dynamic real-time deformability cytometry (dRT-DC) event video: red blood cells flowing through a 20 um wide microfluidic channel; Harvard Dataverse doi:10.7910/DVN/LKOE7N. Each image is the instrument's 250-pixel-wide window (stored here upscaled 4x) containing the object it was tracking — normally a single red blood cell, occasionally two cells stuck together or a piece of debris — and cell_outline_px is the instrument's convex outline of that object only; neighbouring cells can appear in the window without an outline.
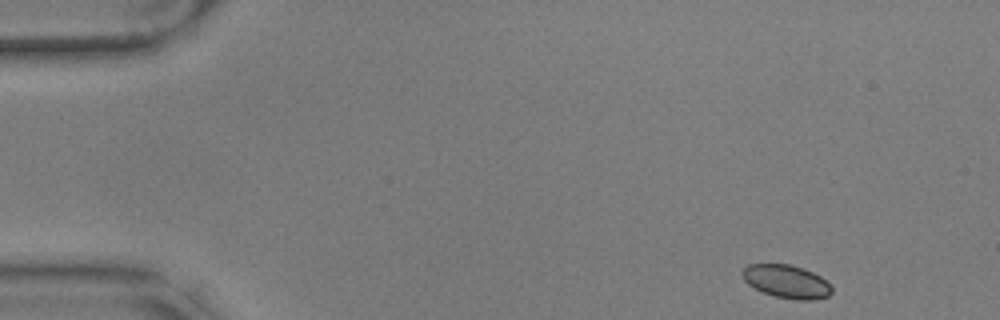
{"species": "common noctule bat (a hibernating species)", "species_latin": "Nyctalus noctula", "temperature_condition": "warm", "stored_images_in_passage": 53, "camera_frame_rate_fps": 3000, "um_per_image_px": 0.085, "animal": {"sex": "male", "body_mass_g": 17.9, "forearm_length_mm": 54.2}, "frame": {"image": 1, "passage_image": 1, "time_ms": 0.0, "image_size_px": [1000, 320], "cell_outline_px": [[832, 292], [828, 296], [816, 300], [796, 300], [776, 296], [764, 292], [748, 284], [744, 280], [740, 272], [748, 264], [788, 264], [804, 268], [820, 276], [832, 288]], "centroid_in_image_um": [66.85, 23.92], "position_along_channel_um": 18.2, "area_um2": 17.22}}
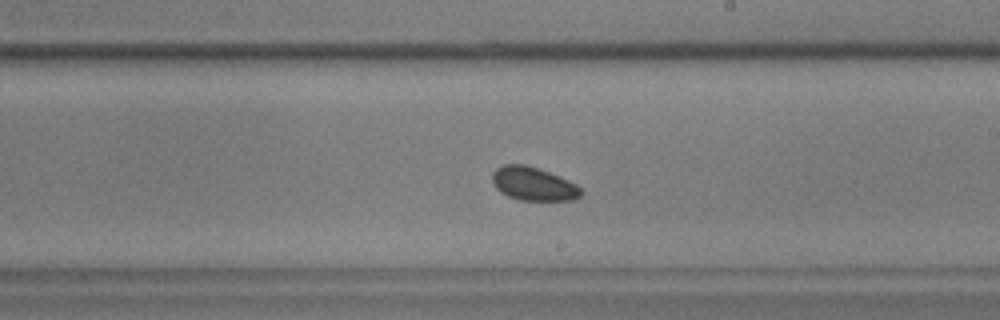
{"frame": {"image": 2, "passage_image": 29, "time_ms": 9.333, "image_size_px": [1000, 320], "cell_outline_px": [[584, 192], [580, 196], [572, 200], [520, 200], [508, 196], [500, 192], [496, 188], [492, 180], [492, 172], [496, 168], [504, 164], [524, 164], [560, 176], [576, 184]], "centroid_in_image_um": [45.32, 15.63], "position_along_channel_um": 243.7, "area_um2": 17.28}}
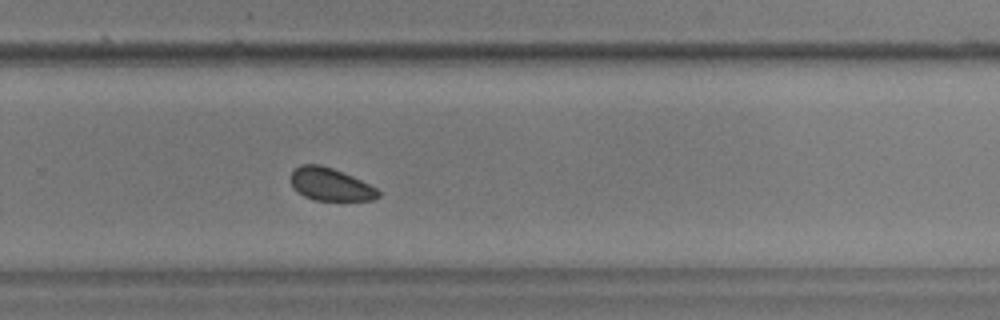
{"frame": {"image": 3, "passage_image": 34, "time_ms": 11.0, "image_size_px": [1000, 320], "cell_outline_px": [[380, 196], [372, 200], [316, 200], [304, 196], [296, 192], [292, 188], [288, 180], [288, 176], [300, 164], [320, 164], [332, 168], [352, 176], [376, 188], [380, 192]], "centroid_in_image_um": [28.01, 15.66], "position_along_channel_um": 301.8, "area_um2": 16.82}, "authors_computed_cell_mechanics": {"area_um2": 17.6868, "velocity_mm_per_s": 3.492, "shape_relaxation_time_tau1_ms": null, "shape_relaxation_time_tau2_ms": 10.544, "deformation_change_tau1": null, "deformation_change_tau2": 0.1166}}